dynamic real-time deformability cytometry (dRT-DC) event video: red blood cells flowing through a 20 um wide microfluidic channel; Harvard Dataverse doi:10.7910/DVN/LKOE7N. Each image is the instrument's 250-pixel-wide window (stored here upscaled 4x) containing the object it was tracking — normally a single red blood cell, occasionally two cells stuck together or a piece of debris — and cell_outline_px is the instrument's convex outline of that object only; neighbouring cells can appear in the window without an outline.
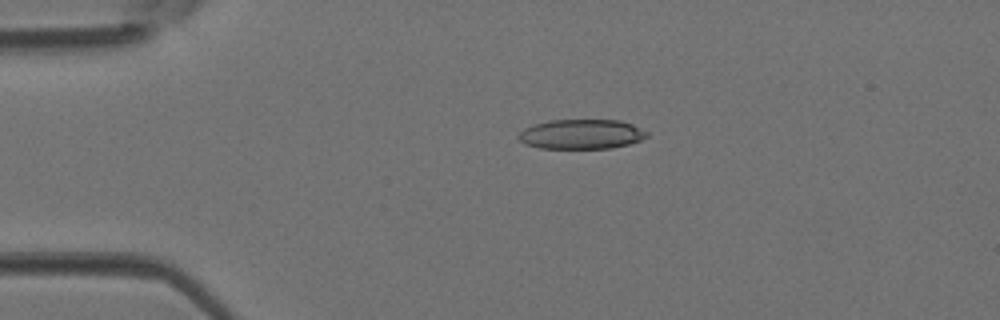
{"species": "Egyptian fruit bat (a non-hibernating species)", "species_latin": "Rousettus aegyptiacus", "temperature_condition": "room temperature", "stored_images_in_passage": 34, "camera_frame_rate_fps": 3000, "um_per_image_px": 0.085, "animal": {"sex": "female"}, "frame": {"image": 1, "passage_image": 1, "time_ms": 0.0, "image_size_px": [1000, 320], "cell_outline_px": [[648, 136], [640, 140], [628, 144], [612, 148], [540, 148], [524, 144], [516, 136], [524, 128], [548, 120], [620, 120], [632, 124], [648, 132]], "centroid_in_image_um": [49.41, 11.4], "position_along_channel_um": 35.6, "area_um2": 22.2}}
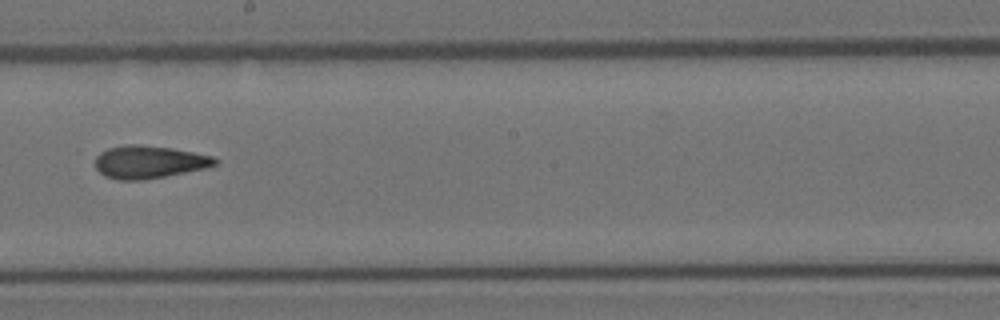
{"frame": {"image": 2, "passage_image": 16, "time_ms": 5.0, "image_size_px": [1000, 320], "cell_outline_px": [[220, 160], [216, 164], [204, 168], [144, 180], [120, 180], [104, 176], [96, 168], [96, 156], [100, 152], [108, 148], [124, 144], [140, 144], [172, 148], [212, 156]], "centroid_in_image_um": [12.64, 13.76], "position_along_channel_um": 235.6, "area_um2": 22.77}}
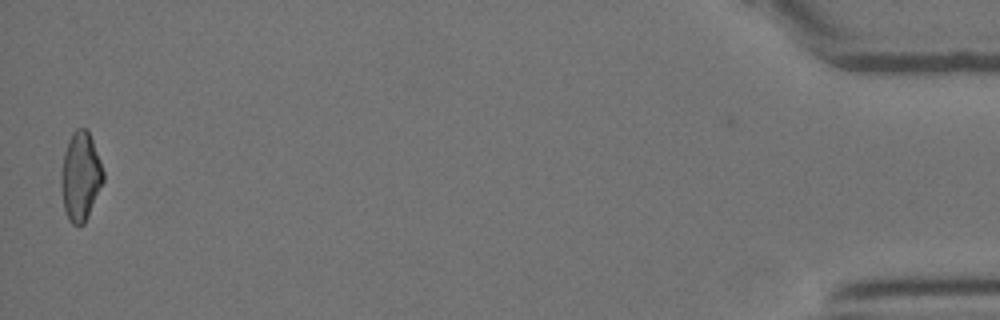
{"frame": {"image": 3, "passage_image": 34, "time_ms": 11.0, "image_size_px": [1000, 320], "cell_outline_px": [[104, 180], [88, 216], [84, 224], [72, 224], [64, 208], [60, 184], [60, 172], [64, 152], [72, 132], [76, 128], [84, 128], [88, 132], [92, 140], [100, 160], [104, 172]], "centroid_in_image_um": [6.83, 14.98], "position_along_channel_um": 428.4, "area_um2": 21.62}}